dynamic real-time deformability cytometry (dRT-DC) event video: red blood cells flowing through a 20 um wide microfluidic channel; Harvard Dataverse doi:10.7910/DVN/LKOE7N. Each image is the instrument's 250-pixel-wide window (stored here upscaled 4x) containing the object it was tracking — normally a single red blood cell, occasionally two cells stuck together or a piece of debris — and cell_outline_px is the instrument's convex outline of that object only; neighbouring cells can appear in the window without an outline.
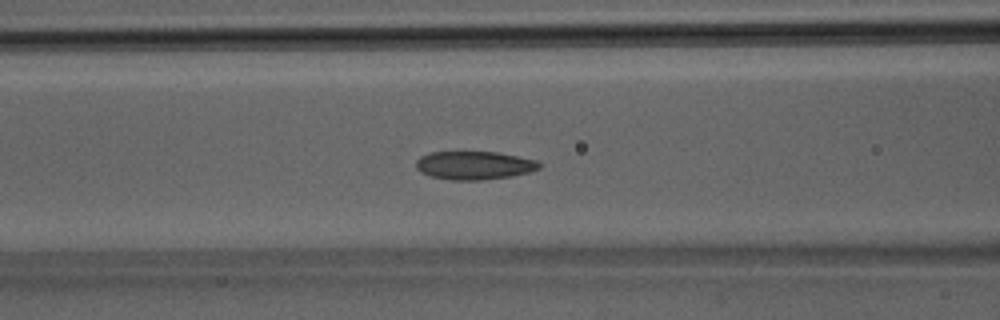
{"species": "Egyptian fruit bat (a non-hibernating species)", "species_latin": "Rousettus aegyptiacus", "temperature_condition": "room temperature", "stored_images_in_passage": 27, "camera_frame_rate_fps": 3000, "um_per_image_px": 0.085, "animal": {"sex": "male"}, "frame": {"image": 1, "passage_image": 4, "time_ms": 1.0, "image_size_px": [1000, 320], "cell_outline_px": [[544, 164], [540, 168], [528, 172], [512, 176], [484, 180], [452, 180], [432, 176], [420, 172], [416, 168], [416, 160], [420, 156], [428, 152], [496, 152], [536, 160]], "centroid_in_image_um": [40.31, 14.05], "position_along_channel_um": 126.3, "area_um2": 20.4}}
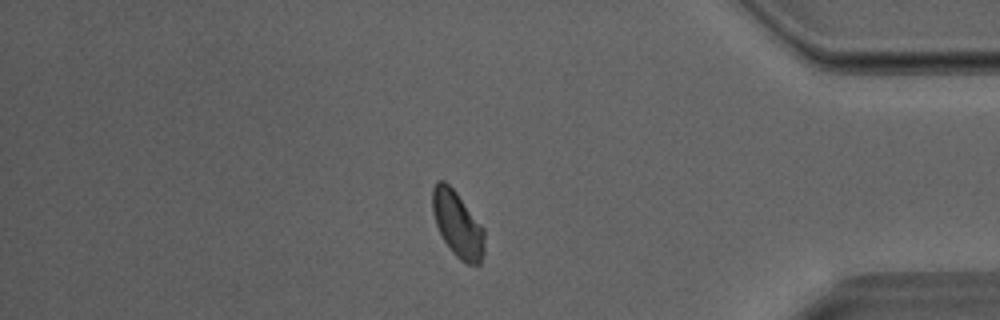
{"frame": {"image": 2, "passage_image": 21, "time_ms": 6.667, "image_size_px": [1000, 320], "cell_outline_px": [[484, 252], [480, 264], [468, 264], [460, 260], [452, 252], [444, 240], [436, 224], [432, 212], [432, 188], [436, 180], [444, 180], [456, 192], [484, 228]], "centroid_in_image_um": [38.88, 19.05], "position_along_channel_um": 396.3, "area_um2": 19.88}}
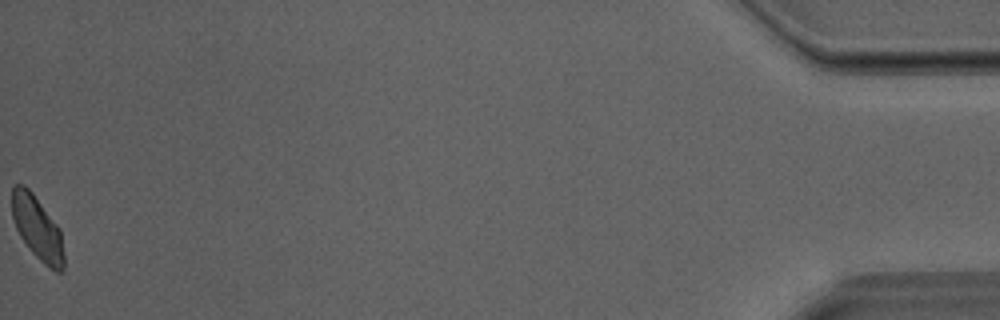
{"frame": {"image": 3, "passage_image": 27, "time_ms": 8.667, "image_size_px": [1000, 320], "cell_outline_px": [[64, 272], [56, 272], [48, 268], [32, 252], [20, 236], [16, 228], [12, 216], [12, 188], [16, 184], [24, 184], [32, 192], [60, 228], [64, 252]], "centroid_in_image_um": [3.19, 19.41], "position_along_channel_um": 432.0, "area_um2": 19.36}}